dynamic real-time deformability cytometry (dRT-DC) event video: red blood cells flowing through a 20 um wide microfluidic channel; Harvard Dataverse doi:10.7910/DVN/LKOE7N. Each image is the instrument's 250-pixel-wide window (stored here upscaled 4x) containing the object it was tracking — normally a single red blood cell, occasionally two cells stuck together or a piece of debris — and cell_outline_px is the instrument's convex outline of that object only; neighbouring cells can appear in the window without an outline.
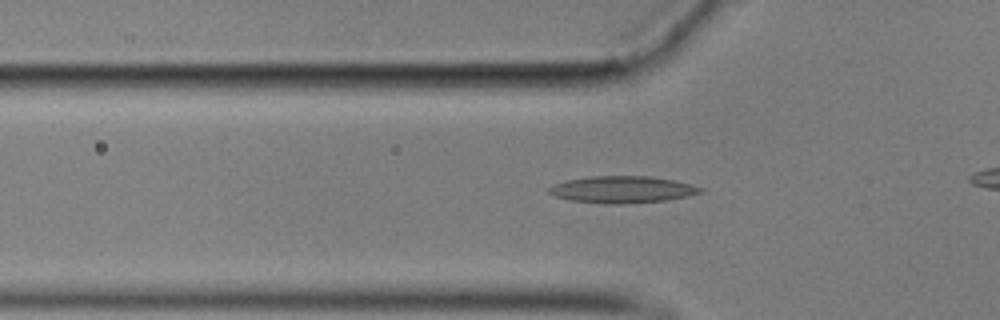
{"species": "common noctule bat (a hibernating species)", "species_latin": "Nyctalus noctula", "temperature_condition": "cold", "stored_images_in_passage": 45, "camera_frame_rate_fps": 3000, "um_per_image_px": 0.085, "animal": {"sex": "male", "body_mass_g": 17.9}, "frame": {"image": 1, "passage_image": 17, "time_ms": 5.333, "image_size_px": [1000, 320], "cell_outline_px": [[704, 192], [664, 200], [620, 204], [604, 204], [568, 200], [556, 196], [548, 192], [548, 188], [552, 184], [564, 180], [592, 176], [652, 176], [676, 180], [704, 188]], "centroid_in_image_um": [52.86, 16.1], "position_along_channel_um": 72.9, "area_um2": 23.81}}
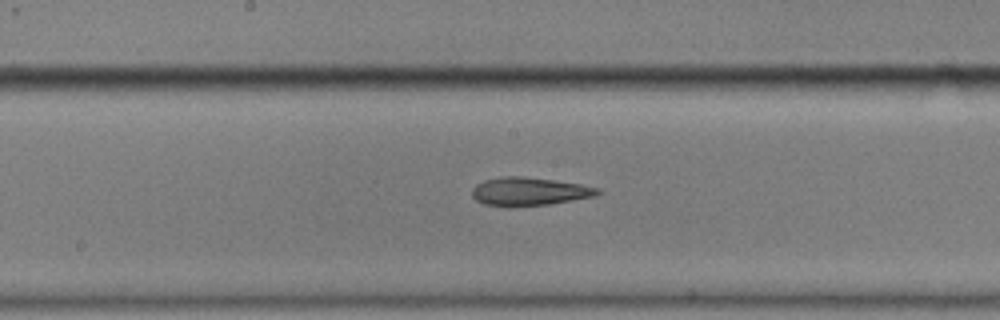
{"frame": {"image": 2, "passage_image": 28, "time_ms": 9.0, "image_size_px": [1000, 320], "cell_outline_px": [[600, 192], [596, 196], [548, 204], [508, 208], [484, 204], [476, 200], [472, 196], [472, 188], [476, 184], [484, 180], [500, 176], [524, 176], [580, 184], [596, 188]], "centroid_in_image_um": [44.9, 16.29], "position_along_channel_um": 203.3, "area_um2": 20.81}}
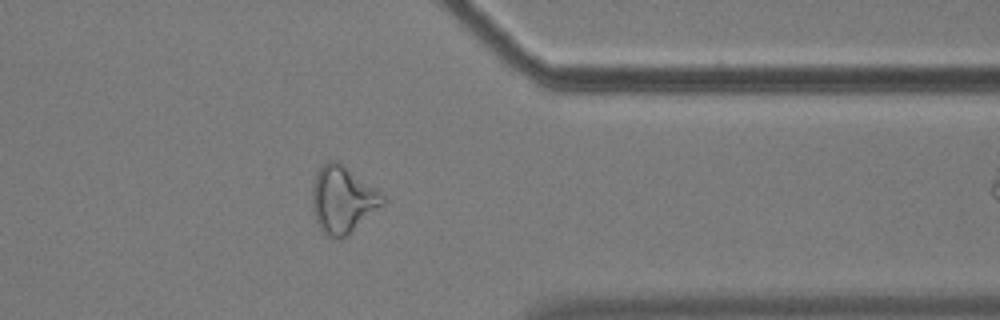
{"frame": {"image": 3, "passage_image": 44, "time_ms": 14.333, "image_size_px": [1000, 320], "cell_outline_px": [[388, 200], [384, 204], [348, 236], [340, 240], [336, 240], [328, 236], [320, 228], [316, 220], [312, 208], [312, 188], [316, 172], [328, 160], [336, 160], [376, 188]], "centroid_in_image_um": [29.13, 17.0], "position_along_channel_um": 382.3, "area_um2": 27.63}}